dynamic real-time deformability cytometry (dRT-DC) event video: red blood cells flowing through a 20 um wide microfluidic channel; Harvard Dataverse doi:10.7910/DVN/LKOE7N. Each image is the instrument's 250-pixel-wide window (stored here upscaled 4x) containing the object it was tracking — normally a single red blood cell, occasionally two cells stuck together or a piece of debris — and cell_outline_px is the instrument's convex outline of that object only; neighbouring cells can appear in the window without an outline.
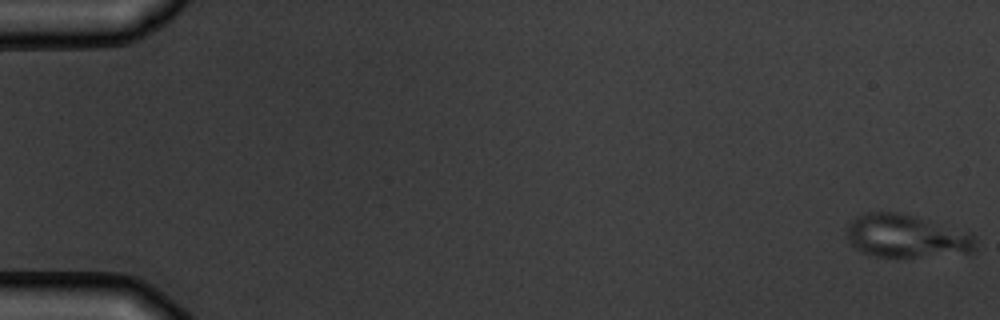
{"species": "common noctule bat (a hibernating species)", "species_latin": "Nyctalus noctula", "temperature_condition": "warm", "stored_images_in_passage": 7, "camera_frame_rate_fps": 3000, "um_per_image_px": 0.085, "animal": {"sex": "male", "body_mass_g": 19.5, "forearm_length_mm": 54.6}, "frame": {"image": 1, "passage_image": 1, "time_ms": 0.0, "image_size_px": [1000, 320], "cell_outline_px": [[976, 248], [972, 252], [916, 256], [876, 256], [860, 252], [848, 244], [848, 224], [852, 220], [868, 212], [896, 212], [912, 216], [972, 232], [976, 236]], "centroid_in_image_um": [77.05, 20.07], "position_along_channel_um": 8.0, "area_um2": 31.96}}